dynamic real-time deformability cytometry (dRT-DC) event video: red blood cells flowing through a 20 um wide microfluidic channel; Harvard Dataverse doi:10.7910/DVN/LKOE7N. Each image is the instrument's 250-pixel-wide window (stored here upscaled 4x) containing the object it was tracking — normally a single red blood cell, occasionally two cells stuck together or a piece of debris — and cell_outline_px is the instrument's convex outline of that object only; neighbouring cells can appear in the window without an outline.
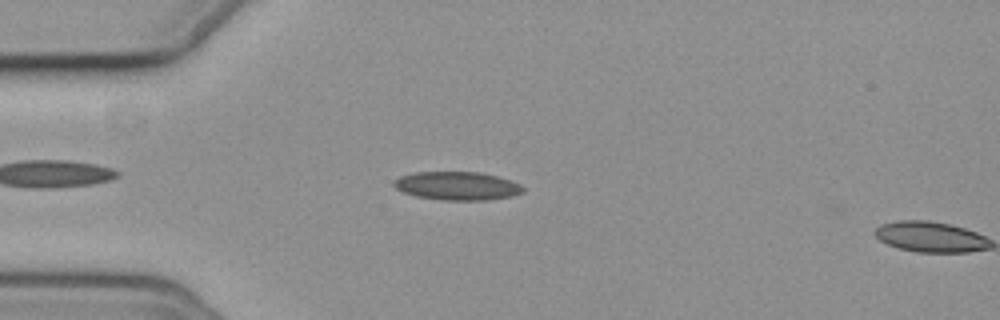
{"species": "common noctule bat (a hibernating species)", "species_latin": "Nyctalus noctula", "temperature_condition": "cold", "stored_images_in_passage": 8, "camera_frame_rate_fps": 3000, "um_per_image_px": 0.085, "animal": {"sex": "female", "body_mass_g": 19.3, "forearm_length_mm": 54.1}, "frame": {"image": 1, "passage_image": 7, "time_ms": 2.0, "image_size_px": [1000, 320], "cell_outline_px": [[524, 192], [512, 196], [488, 200], [444, 200], [416, 196], [404, 192], [396, 188], [392, 184], [400, 176], [416, 172], [480, 172], [512, 180], [520, 184], [524, 188]], "centroid_in_image_um": [38.9, 15.8], "position_along_channel_um": 46.1, "area_um2": 21.33}}